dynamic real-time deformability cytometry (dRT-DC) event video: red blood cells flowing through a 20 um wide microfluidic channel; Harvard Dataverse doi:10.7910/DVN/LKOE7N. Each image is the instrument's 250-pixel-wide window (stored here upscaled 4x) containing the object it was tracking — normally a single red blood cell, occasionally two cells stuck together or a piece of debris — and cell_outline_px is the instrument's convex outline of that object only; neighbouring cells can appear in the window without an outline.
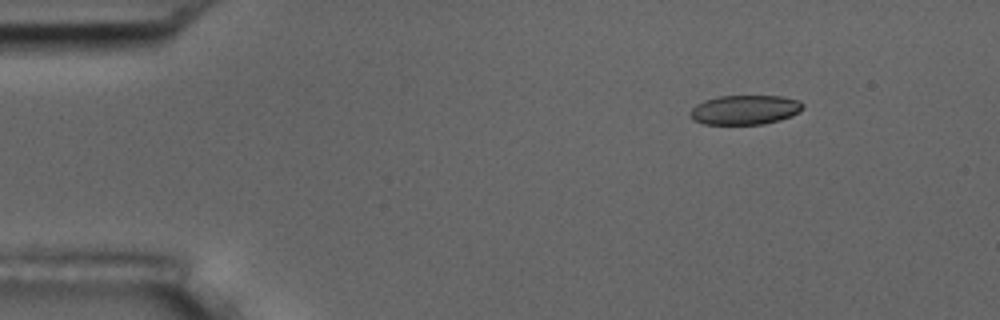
{"species": "common noctule bat (a hibernating species)", "species_latin": "Nyctalus noctula", "temperature_condition": "room temperature", "stored_images_in_passage": 6, "camera_frame_rate_fps": 3000, "um_per_image_px": 0.085, "animal": {"sex": "male", "body_mass_g": 17.5, "forearm_length_mm": 52.3}, "frame": {"image": 1, "passage_image": 3, "time_ms": 2.333, "image_size_px": [1000, 320], "cell_outline_px": [[804, 108], [800, 112], [792, 116], [780, 120], [764, 124], [704, 124], [692, 120], [688, 112], [696, 104], [704, 100], [720, 96], [780, 96], [800, 100], [804, 104]], "centroid_in_image_um": [63.33, 9.34], "position_along_channel_um": 21.7, "area_um2": 19.59}}
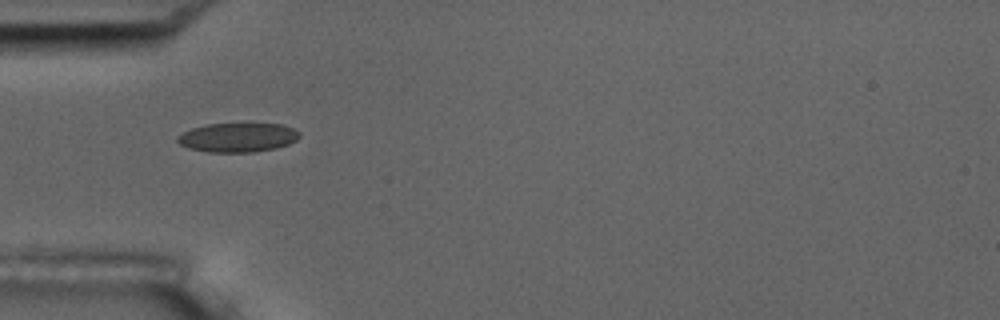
{"frame": {"image": 2, "passage_image": 6, "time_ms": 5.667, "image_size_px": [1000, 320], "cell_outline_px": [[300, 136], [296, 140], [288, 144], [276, 148], [252, 152], [208, 152], [188, 148], [180, 144], [176, 140], [176, 136], [192, 128], [208, 124], [280, 124], [292, 128], [300, 132]], "centroid_in_image_um": [20.19, 11.69], "position_along_channel_um": 64.8, "area_um2": 20.63}}